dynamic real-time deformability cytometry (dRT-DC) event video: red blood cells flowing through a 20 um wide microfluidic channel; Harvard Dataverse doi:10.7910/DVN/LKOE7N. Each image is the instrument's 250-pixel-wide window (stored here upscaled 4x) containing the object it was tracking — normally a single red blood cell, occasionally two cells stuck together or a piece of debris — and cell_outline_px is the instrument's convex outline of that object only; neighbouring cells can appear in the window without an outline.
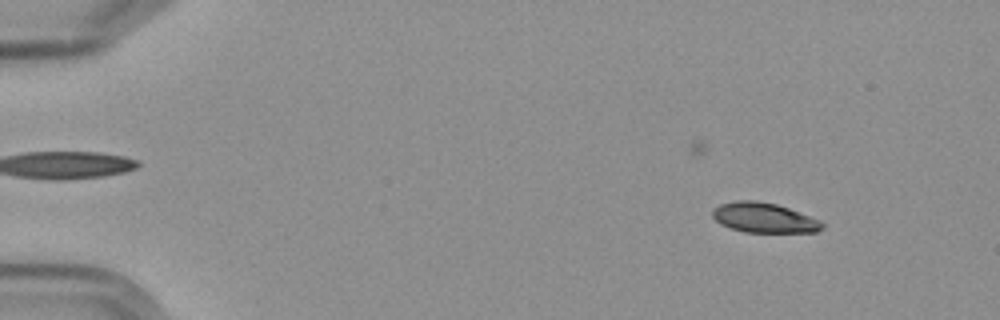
{"species": "Egyptian fruit bat (a non-hibernating species)", "species_latin": "Rousettus aegyptiacus", "temperature_condition": "cold", "stored_images_in_passage": 10, "camera_frame_rate_fps": 3000, "um_per_image_px": 0.085, "frame": {"image": 1, "passage_image": 2, "time_ms": 1.0, "image_size_px": [1000, 320], "cell_outline_px": [[824, 228], [816, 232], [744, 232], [720, 224], [712, 216], [712, 208], [720, 204], [736, 200], [756, 200], [776, 204], [788, 208], [820, 220], [824, 224]], "centroid_in_image_um": [64.92, 18.5], "position_along_channel_um": 20.1, "area_um2": 19.13}}
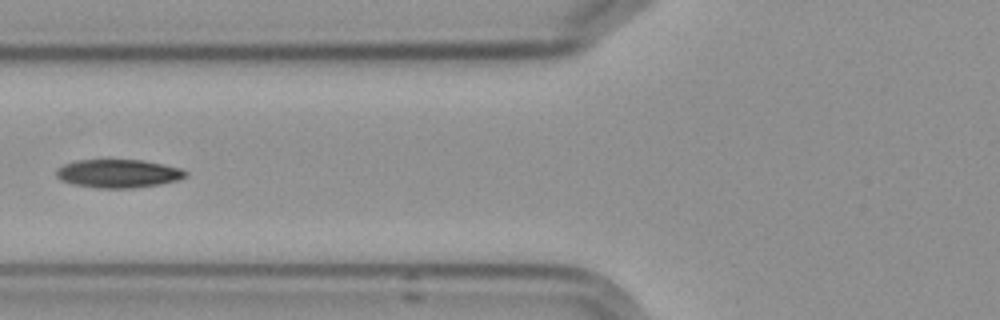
{"frame": {"image": 2, "passage_image": 6, "time_ms": 6.667, "image_size_px": [1000, 320], "cell_outline_px": [[188, 176], [176, 180], [160, 184], [132, 188], [96, 188], [72, 184], [60, 180], [56, 176], [56, 168], [64, 164], [76, 160], [144, 160], [164, 164], [180, 168], [188, 172]], "centroid_in_image_um": [10.04, 14.75], "position_along_channel_um": 115.8, "area_um2": 21.5}}
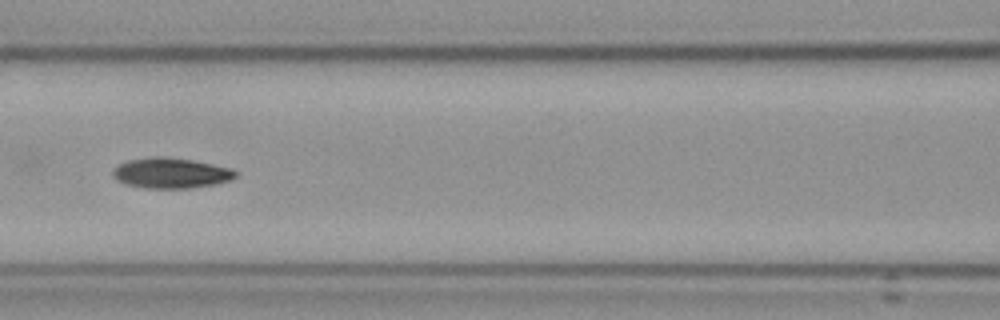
{"frame": {"image": 3, "passage_image": 7, "time_ms": 7.667, "image_size_px": [1000, 320], "cell_outline_px": [[236, 176], [232, 180], [216, 184], [188, 188], [144, 188], [124, 184], [116, 180], [112, 176], [112, 168], [128, 160], [156, 156], [160, 156], [192, 160], [232, 168], [236, 172]], "centroid_in_image_um": [14.5, 14.71], "position_along_channel_um": 152.1, "area_um2": 21.85}}